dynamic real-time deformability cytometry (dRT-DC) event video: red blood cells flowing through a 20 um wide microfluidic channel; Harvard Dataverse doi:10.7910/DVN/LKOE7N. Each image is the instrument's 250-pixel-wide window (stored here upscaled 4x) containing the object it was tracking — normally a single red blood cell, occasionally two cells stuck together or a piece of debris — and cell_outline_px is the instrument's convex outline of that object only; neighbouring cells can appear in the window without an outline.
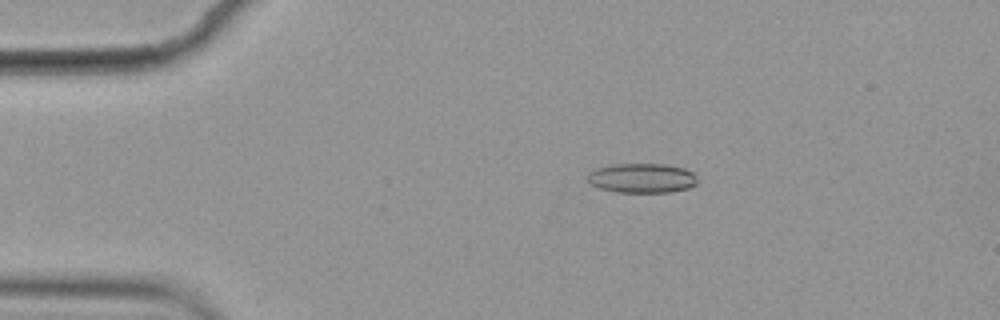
{"species": "common noctule bat (a hibernating species)", "species_latin": "Nyctalus noctula", "temperature_condition": "cold", "stored_images_in_passage": 6, "camera_frame_rate_fps": 3000, "um_per_image_px": 0.085, "animal": {"sex": "female", "body_mass_g": 19.9}, "frame": {"image": 1, "passage_image": 2, "time_ms": 0.333, "image_size_px": [1000, 320], "cell_outline_px": [[696, 184], [688, 188], [668, 192], [616, 192], [600, 188], [588, 184], [588, 172], [596, 168], [612, 164], [664, 164], [684, 168], [692, 172], [696, 176]], "centroid_in_image_um": [54.53, 15.13], "position_along_channel_um": 30.5, "area_um2": 18.96}}
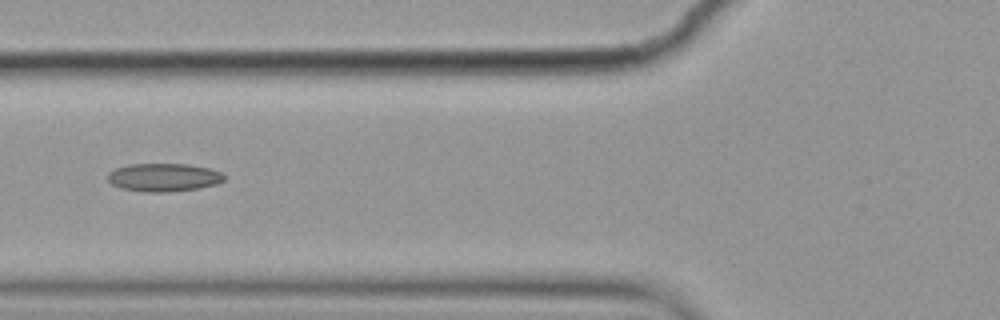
{"frame": {"image": 2, "passage_image": 5, "time_ms": 1.333, "image_size_px": [1000, 320], "cell_outline_px": [[224, 180], [216, 184], [200, 188], [168, 192], [144, 192], [120, 188], [112, 184], [108, 180], [108, 172], [116, 168], [128, 164], [188, 164], [208, 168], [224, 172]], "centroid_in_image_um": [13.92, 15.08], "position_along_channel_um": 111.9, "area_um2": 19.25}}
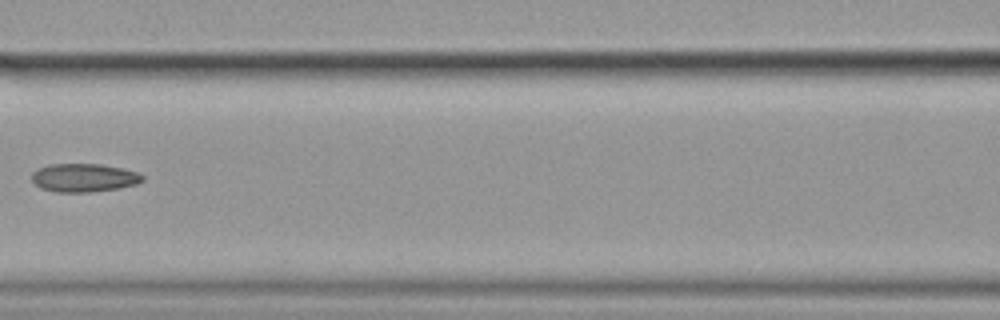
{"frame": {"image": 3, "passage_image": 6, "time_ms": 1.667, "image_size_px": [1000, 320], "cell_outline_px": [[144, 180], [136, 184], [120, 188], [88, 192], [56, 192], [40, 188], [32, 180], [32, 172], [36, 168], [48, 164], [100, 164], [120, 168], [136, 172], [144, 176]], "centroid_in_image_um": [7.1, 15.1], "position_along_channel_um": 159.5, "area_um2": 18.32}}